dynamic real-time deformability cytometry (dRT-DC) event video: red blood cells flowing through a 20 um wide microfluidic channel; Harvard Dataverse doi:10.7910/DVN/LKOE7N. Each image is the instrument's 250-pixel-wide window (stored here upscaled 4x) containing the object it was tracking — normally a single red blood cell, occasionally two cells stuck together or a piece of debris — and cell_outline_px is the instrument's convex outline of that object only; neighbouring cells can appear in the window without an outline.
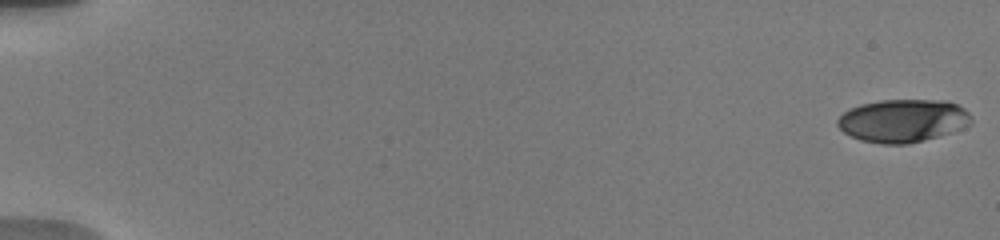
{"species": "human", "species_latin": "Homo sapiens", "temperature_condition": "warm", "stored_images_in_passage": 63, "camera_frame_rate_fps": 3000, "um_per_image_px": 0.085, "donor": {"sex": "male"}, "frame": {"image": 1, "passage_image": 1, "time_ms": 0.0, "image_size_px": [1000, 240], "cell_outline_px": [[972, 124], [964, 128], [924, 140], [908, 144], [880, 144], [860, 140], [844, 132], [836, 124], [836, 120], [844, 112], [860, 104], [880, 100], [948, 100], [964, 108], [972, 116]], "centroid_in_image_um": [76.77, 10.25], "position_along_channel_um": 8.2, "area_um2": 33.64}}
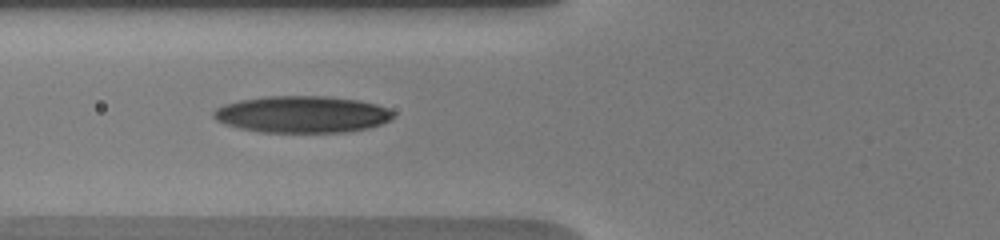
{"frame": {"image": 2, "passage_image": 24, "time_ms": 7.333, "image_size_px": [1000, 240], "cell_outline_px": [[396, 116], [380, 124], [368, 128], [348, 132], [260, 132], [240, 128], [224, 124], [216, 120], [212, 116], [212, 112], [216, 108], [224, 104], [240, 100], [264, 96], [328, 96], [360, 100], [376, 104], [388, 108], [396, 112]], "centroid_in_image_um": [25.69, 9.71], "position_along_channel_um": 100.1, "area_um2": 38.84}}
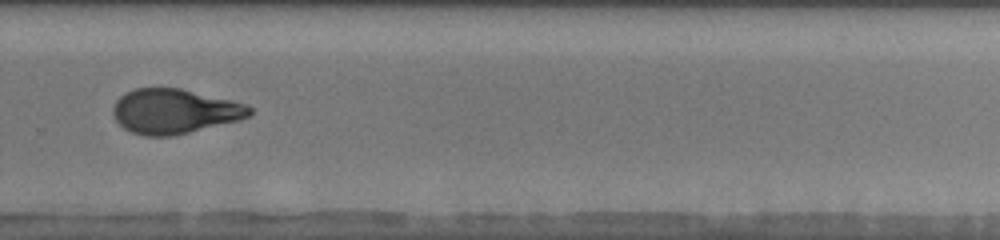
{"frame": {"image": 3, "passage_image": 48, "time_ms": 13.0, "image_size_px": [1000, 240], "cell_outline_px": [[252, 112], [248, 116], [240, 120], [172, 136], [144, 136], [132, 132], [124, 128], [116, 120], [112, 112], [112, 108], [116, 100], [124, 92], [136, 88], [180, 88], [232, 100], [244, 104], [252, 108]], "centroid_in_image_um": [14.8, 9.46], "position_along_channel_um": 315.0, "area_um2": 35.55}, "authors_computed_cell_mechanics": {"area_um2": 36.2406, "velocity_mm_per_s": 3.7953, "shape_relaxation_time_tau1_ms": 6.3853, "shape_relaxation_time_tau2_ms": 2.1782, "deformation_change_tau1": 0.2239, "deformation_change_tau2": 0.0904}}